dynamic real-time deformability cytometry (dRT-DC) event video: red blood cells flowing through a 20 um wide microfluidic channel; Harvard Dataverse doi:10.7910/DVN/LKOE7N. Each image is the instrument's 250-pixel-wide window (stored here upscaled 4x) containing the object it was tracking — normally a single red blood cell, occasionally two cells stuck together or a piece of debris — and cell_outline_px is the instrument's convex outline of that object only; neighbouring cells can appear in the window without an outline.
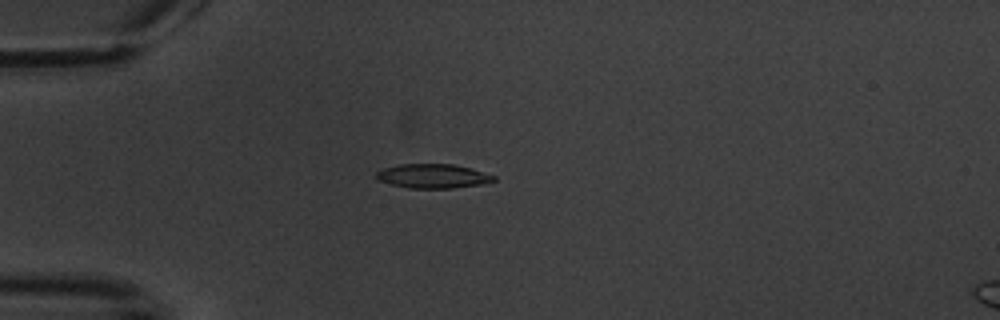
{"species": "common noctule bat (a hibernating species)", "species_latin": "Nyctalus noctula", "temperature_condition": "warm", "stored_images_in_passage": 2, "camera_frame_rate_fps": 3000, "um_per_image_px": 0.085, "animal": {"sex": "male", "body_mass_g": 20.1, "forearm_length_mm": 53.5}, "frame": {"image": 1, "passage_image": 1, "time_ms": 0.0, "image_size_px": [1000, 320], "cell_outline_px": [[496, 180], [480, 184], [452, 188], [408, 188], [376, 180], [376, 172], [384, 168], [400, 164], [452, 164], [468, 168], [496, 176]], "centroid_in_image_um": [36.75, 14.97], "position_along_channel_um": 48.2, "area_um2": 16.36}}